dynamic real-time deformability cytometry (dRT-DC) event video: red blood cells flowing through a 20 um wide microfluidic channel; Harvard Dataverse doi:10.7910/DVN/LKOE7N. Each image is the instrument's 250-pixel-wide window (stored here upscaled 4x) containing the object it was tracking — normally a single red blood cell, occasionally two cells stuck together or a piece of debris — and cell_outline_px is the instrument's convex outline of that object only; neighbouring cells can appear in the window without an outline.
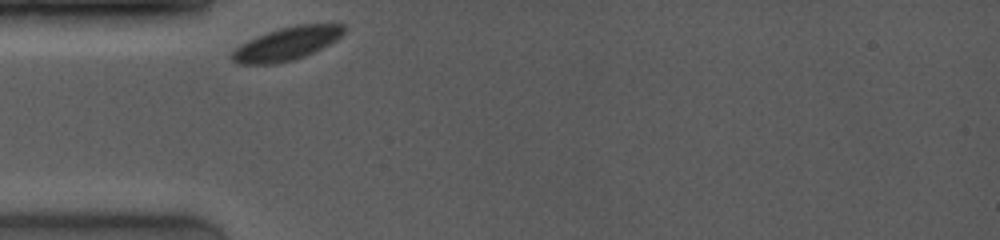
{"species": "common noctule bat (a hibernating species)", "species_latin": "Nyctalus noctula", "temperature_condition": "room temperature", "stored_images_in_passage": 40, "camera_frame_rate_fps": 4000, "um_per_image_px": 0.085, "animal": {"sex": "female", "body_mass_g": 19.0, "forearm_length_mm": 53.3}, "frame": {"image": 1, "passage_image": 1, "time_ms": 0.0, "image_size_px": [1000, 240], "cell_outline_px": [[348, 28], [336, 40], [304, 56], [292, 60], [276, 64], [236, 64], [232, 60], [232, 52], [240, 44], [256, 36], [280, 28], [296, 24], [344, 24]], "centroid_in_image_um": [24.36, 3.71], "position_along_channel_um": 60.6, "area_um2": 21.5}}
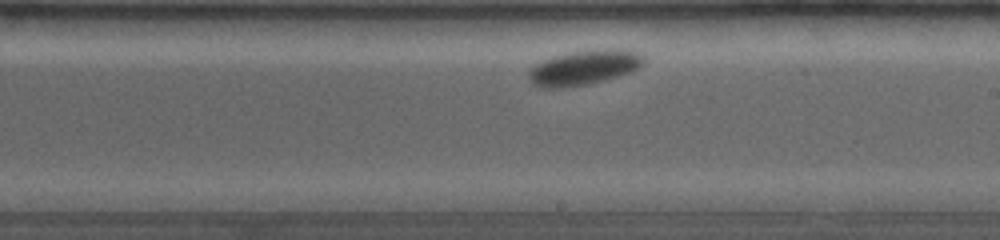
{"frame": {"image": 2, "passage_image": 26, "time_ms": 5.0, "image_size_px": [1000, 240], "cell_outline_px": [[644, 64], [632, 72], [604, 80], [588, 84], [564, 88], [540, 88], [532, 84], [528, 76], [528, 68], [544, 60], [568, 52], [604, 48], [624, 48], [640, 52], [644, 56]], "centroid_in_image_um": [49.67, 5.73], "position_along_channel_um": 239.3, "area_um2": 23.81}}
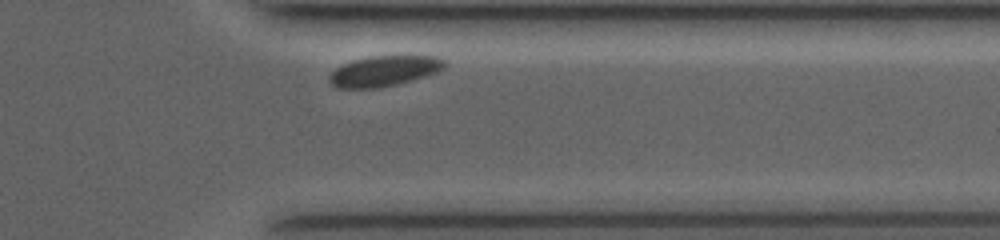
{"frame": {"image": 3, "passage_image": 38, "time_ms": 8.75, "image_size_px": [1000, 240], "cell_outline_px": [[448, 64], [444, 68], [436, 72], [412, 80], [380, 88], [336, 88], [328, 80], [328, 76], [336, 68], [352, 60], [368, 56], [436, 56], [444, 60]], "centroid_in_image_um": [32.63, 6.03], "position_along_channel_um": 378.8, "area_um2": 20.46}, "authors_computed_cell_mechanics": {"area_um2": 22.3686, "velocity_mm_per_s": 3.6457, "shape_relaxation_time_tau1_ms": 0.6407, "shape_relaxation_time_tau2_ms": null, "deformation_change_tau1": 0.0578, "deformation_change_tau2": null}}